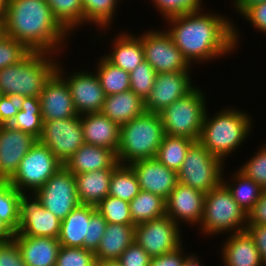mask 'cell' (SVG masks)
I'll return each instance as SVG.
<instances>
[{"label":"cell","mask_w":266,"mask_h":266,"mask_svg":"<svg viewBox=\"0 0 266 266\" xmlns=\"http://www.w3.org/2000/svg\"><path fill=\"white\" fill-rule=\"evenodd\" d=\"M204 9L164 19L166 30L189 63L202 64L236 51L240 41L238 26L226 16ZM226 17V18H225Z\"/></svg>","instance_id":"1"},{"label":"cell","mask_w":266,"mask_h":266,"mask_svg":"<svg viewBox=\"0 0 266 266\" xmlns=\"http://www.w3.org/2000/svg\"><path fill=\"white\" fill-rule=\"evenodd\" d=\"M0 30L29 51L50 52L56 56L64 51L61 49L66 47L68 40L65 39L71 37L53 16L46 0H6Z\"/></svg>","instance_id":"2"},{"label":"cell","mask_w":266,"mask_h":266,"mask_svg":"<svg viewBox=\"0 0 266 266\" xmlns=\"http://www.w3.org/2000/svg\"><path fill=\"white\" fill-rule=\"evenodd\" d=\"M249 114L244 110L225 107L210 116L207 109L198 141L225 163L231 153L243 146L253 130V120Z\"/></svg>","instance_id":"3"},{"label":"cell","mask_w":266,"mask_h":266,"mask_svg":"<svg viewBox=\"0 0 266 266\" xmlns=\"http://www.w3.org/2000/svg\"><path fill=\"white\" fill-rule=\"evenodd\" d=\"M54 55L50 52L30 51L18 63L0 69L2 95L39 97L45 82L56 71L58 61Z\"/></svg>","instance_id":"4"},{"label":"cell","mask_w":266,"mask_h":266,"mask_svg":"<svg viewBox=\"0 0 266 266\" xmlns=\"http://www.w3.org/2000/svg\"><path fill=\"white\" fill-rule=\"evenodd\" d=\"M160 114L144 112L120 126V143L117 151L119 164L155 158L164 138Z\"/></svg>","instance_id":"5"},{"label":"cell","mask_w":266,"mask_h":266,"mask_svg":"<svg viewBox=\"0 0 266 266\" xmlns=\"http://www.w3.org/2000/svg\"><path fill=\"white\" fill-rule=\"evenodd\" d=\"M203 235L237 233L247 227V213L232 198L227 187L221 182L205 194L203 215L199 223Z\"/></svg>","instance_id":"6"},{"label":"cell","mask_w":266,"mask_h":266,"mask_svg":"<svg viewBox=\"0 0 266 266\" xmlns=\"http://www.w3.org/2000/svg\"><path fill=\"white\" fill-rule=\"evenodd\" d=\"M206 93L196 86L186 96L179 98L161 111L164 133L198 141L207 111Z\"/></svg>","instance_id":"7"},{"label":"cell","mask_w":266,"mask_h":266,"mask_svg":"<svg viewBox=\"0 0 266 266\" xmlns=\"http://www.w3.org/2000/svg\"><path fill=\"white\" fill-rule=\"evenodd\" d=\"M224 168L225 163L194 141L177 172L178 182L206 194L222 182Z\"/></svg>","instance_id":"8"},{"label":"cell","mask_w":266,"mask_h":266,"mask_svg":"<svg viewBox=\"0 0 266 266\" xmlns=\"http://www.w3.org/2000/svg\"><path fill=\"white\" fill-rule=\"evenodd\" d=\"M63 166L46 145L37 141L21 160L10 181L23 195L32 196Z\"/></svg>","instance_id":"9"},{"label":"cell","mask_w":266,"mask_h":266,"mask_svg":"<svg viewBox=\"0 0 266 266\" xmlns=\"http://www.w3.org/2000/svg\"><path fill=\"white\" fill-rule=\"evenodd\" d=\"M32 197L62 221L79 205L75 176L63 166Z\"/></svg>","instance_id":"10"},{"label":"cell","mask_w":266,"mask_h":266,"mask_svg":"<svg viewBox=\"0 0 266 266\" xmlns=\"http://www.w3.org/2000/svg\"><path fill=\"white\" fill-rule=\"evenodd\" d=\"M145 60L156 73L192 71L191 64L176 47L166 29H150L142 34Z\"/></svg>","instance_id":"11"},{"label":"cell","mask_w":266,"mask_h":266,"mask_svg":"<svg viewBox=\"0 0 266 266\" xmlns=\"http://www.w3.org/2000/svg\"><path fill=\"white\" fill-rule=\"evenodd\" d=\"M181 226L164 215L135 225L134 241L151 257H157L176 250L183 243Z\"/></svg>","instance_id":"12"},{"label":"cell","mask_w":266,"mask_h":266,"mask_svg":"<svg viewBox=\"0 0 266 266\" xmlns=\"http://www.w3.org/2000/svg\"><path fill=\"white\" fill-rule=\"evenodd\" d=\"M38 141L63 163L85 143L80 115L70 119H55L43 122Z\"/></svg>","instance_id":"13"},{"label":"cell","mask_w":266,"mask_h":266,"mask_svg":"<svg viewBox=\"0 0 266 266\" xmlns=\"http://www.w3.org/2000/svg\"><path fill=\"white\" fill-rule=\"evenodd\" d=\"M62 66L58 61L56 71L66 80L78 115L101 112L106 95L95 71L77 70L66 75Z\"/></svg>","instance_id":"14"},{"label":"cell","mask_w":266,"mask_h":266,"mask_svg":"<svg viewBox=\"0 0 266 266\" xmlns=\"http://www.w3.org/2000/svg\"><path fill=\"white\" fill-rule=\"evenodd\" d=\"M190 72L156 73L153 88L144 101L145 112L159 114L171 103L190 93L195 88Z\"/></svg>","instance_id":"15"},{"label":"cell","mask_w":266,"mask_h":266,"mask_svg":"<svg viewBox=\"0 0 266 266\" xmlns=\"http://www.w3.org/2000/svg\"><path fill=\"white\" fill-rule=\"evenodd\" d=\"M38 139L10 125H0V179L10 180Z\"/></svg>","instance_id":"16"},{"label":"cell","mask_w":266,"mask_h":266,"mask_svg":"<svg viewBox=\"0 0 266 266\" xmlns=\"http://www.w3.org/2000/svg\"><path fill=\"white\" fill-rule=\"evenodd\" d=\"M165 203L166 215L178 226L180 223L197 226L203 215L205 193L178 182Z\"/></svg>","instance_id":"17"},{"label":"cell","mask_w":266,"mask_h":266,"mask_svg":"<svg viewBox=\"0 0 266 266\" xmlns=\"http://www.w3.org/2000/svg\"><path fill=\"white\" fill-rule=\"evenodd\" d=\"M61 220L45 209L32 196H24L21 202L20 224L15 234L29 237L58 238Z\"/></svg>","instance_id":"18"},{"label":"cell","mask_w":266,"mask_h":266,"mask_svg":"<svg viewBox=\"0 0 266 266\" xmlns=\"http://www.w3.org/2000/svg\"><path fill=\"white\" fill-rule=\"evenodd\" d=\"M42 121L78 116L66 80L55 71L39 95Z\"/></svg>","instance_id":"19"},{"label":"cell","mask_w":266,"mask_h":266,"mask_svg":"<svg viewBox=\"0 0 266 266\" xmlns=\"http://www.w3.org/2000/svg\"><path fill=\"white\" fill-rule=\"evenodd\" d=\"M137 175L140 190L151 192L167 199L178 183V174L161 164L156 157L130 164Z\"/></svg>","instance_id":"20"},{"label":"cell","mask_w":266,"mask_h":266,"mask_svg":"<svg viewBox=\"0 0 266 266\" xmlns=\"http://www.w3.org/2000/svg\"><path fill=\"white\" fill-rule=\"evenodd\" d=\"M84 142L113 150L116 154L120 143V126L102 112L80 115Z\"/></svg>","instance_id":"21"},{"label":"cell","mask_w":266,"mask_h":266,"mask_svg":"<svg viewBox=\"0 0 266 266\" xmlns=\"http://www.w3.org/2000/svg\"><path fill=\"white\" fill-rule=\"evenodd\" d=\"M118 164L117 155L113 150L84 143L64 166L76 175L101 169H114Z\"/></svg>","instance_id":"22"},{"label":"cell","mask_w":266,"mask_h":266,"mask_svg":"<svg viewBox=\"0 0 266 266\" xmlns=\"http://www.w3.org/2000/svg\"><path fill=\"white\" fill-rule=\"evenodd\" d=\"M222 243L221 258L224 266H265L249 233H231Z\"/></svg>","instance_id":"23"},{"label":"cell","mask_w":266,"mask_h":266,"mask_svg":"<svg viewBox=\"0 0 266 266\" xmlns=\"http://www.w3.org/2000/svg\"><path fill=\"white\" fill-rule=\"evenodd\" d=\"M14 239L26 266H56L61 247L58 238L14 234Z\"/></svg>","instance_id":"24"},{"label":"cell","mask_w":266,"mask_h":266,"mask_svg":"<svg viewBox=\"0 0 266 266\" xmlns=\"http://www.w3.org/2000/svg\"><path fill=\"white\" fill-rule=\"evenodd\" d=\"M24 196L10 180L0 179V242L14 238L20 224Z\"/></svg>","instance_id":"25"},{"label":"cell","mask_w":266,"mask_h":266,"mask_svg":"<svg viewBox=\"0 0 266 266\" xmlns=\"http://www.w3.org/2000/svg\"><path fill=\"white\" fill-rule=\"evenodd\" d=\"M111 52L103 55L109 62L131 73L145 60L142 35L122 32L114 36Z\"/></svg>","instance_id":"26"},{"label":"cell","mask_w":266,"mask_h":266,"mask_svg":"<svg viewBox=\"0 0 266 266\" xmlns=\"http://www.w3.org/2000/svg\"><path fill=\"white\" fill-rule=\"evenodd\" d=\"M135 224H112L107 222L101 242L94 252L97 262L118 260L134 242Z\"/></svg>","instance_id":"27"},{"label":"cell","mask_w":266,"mask_h":266,"mask_svg":"<svg viewBox=\"0 0 266 266\" xmlns=\"http://www.w3.org/2000/svg\"><path fill=\"white\" fill-rule=\"evenodd\" d=\"M96 206L79 204L61 221L58 240L61 246L83 248L88 240L89 221Z\"/></svg>","instance_id":"28"},{"label":"cell","mask_w":266,"mask_h":266,"mask_svg":"<svg viewBox=\"0 0 266 266\" xmlns=\"http://www.w3.org/2000/svg\"><path fill=\"white\" fill-rule=\"evenodd\" d=\"M101 112L121 126L145 112L144 100L132 90L107 95Z\"/></svg>","instance_id":"29"},{"label":"cell","mask_w":266,"mask_h":266,"mask_svg":"<svg viewBox=\"0 0 266 266\" xmlns=\"http://www.w3.org/2000/svg\"><path fill=\"white\" fill-rule=\"evenodd\" d=\"M112 172L113 169H101L74 175L79 204L97 206L107 197Z\"/></svg>","instance_id":"30"},{"label":"cell","mask_w":266,"mask_h":266,"mask_svg":"<svg viewBox=\"0 0 266 266\" xmlns=\"http://www.w3.org/2000/svg\"><path fill=\"white\" fill-rule=\"evenodd\" d=\"M224 177L225 176L222 175V183L227 187L237 204L248 214L258 201L264 189L241 173L238 168L237 171L233 173L230 180H226Z\"/></svg>","instance_id":"31"},{"label":"cell","mask_w":266,"mask_h":266,"mask_svg":"<svg viewBox=\"0 0 266 266\" xmlns=\"http://www.w3.org/2000/svg\"><path fill=\"white\" fill-rule=\"evenodd\" d=\"M129 208L135 225L166 215L165 199L143 190L129 202Z\"/></svg>","instance_id":"32"},{"label":"cell","mask_w":266,"mask_h":266,"mask_svg":"<svg viewBox=\"0 0 266 266\" xmlns=\"http://www.w3.org/2000/svg\"><path fill=\"white\" fill-rule=\"evenodd\" d=\"M96 62L97 74L105 95L118 94L130 90V73L115 66L101 56ZM98 63V64H97Z\"/></svg>","instance_id":"33"},{"label":"cell","mask_w":266,"mask_h":266,"mask_svg":"<svg viewBox=\"0 0 266 266\" xmlns=\"http://www.w3.org/2000/svg\"><path fill=\"white\" fill-rule=\"evenodd\" d=\"M9 125L14 129L29 133L39 139L43 128L39 97H25L21 110Z\"/></svg>","instance_id":"34"},{"label":"cell","mask_w":266,"mask_h":266,"mask_svg":"<svg viewBox=\"0 0 266 266\" xmlns=\"http://www.w3.org/2000/svg\"><path fill=\"white\" fill-rule=\"evenodd\" d=\"M194 140L166 135L159 146L156 159L167 168L178 172Z\"/></svg>","instance_id":"35"},{"label":"cell","mask_w":266,"mask_h":266,"mask_svg":"<svg viewBox=\"0 0 266 266\" xmlns=\"http://www.w3.org/2000/svg\"><path fill=\"white\" fill-rule=\"evenodd\" d=\"M120 0H81L84 10V25L95 24L100 31H105L114 21ZM123 1V0H122Z\"/></svg>","instance_id":"36"},{"label":"cell","mask_w":266,"mask_h":266,"mask_svg":"<svg viewBox=\"0 0 266 266\" xmlns=\"http://www.w3.org/2000/svg\"><path fill=\"white\" fill-rule=\"evenodd\" d=\"M139 192L138 178L132 167L118 164L111 175L109 195L130 202Z\"/></svg>","instance_id":"37"},{"label":"cell","mask_w":266,"mask_h":266,"mask_svg":"<svg viewBox=\"0 0 266 266\" xmlns=\"http://www.w3.org/2000/svg\"><path fill=\"white\" fill-rule=\"evenodd\" d=\"M51 12L61 26L71 35L84 26V10L81 0H46Z\"/></svg>","instance_id":"38"},{"label":"cell","mask_w":266,"mask_h":266,"mask_svg":"<svg viewBox=\"0 0 266 266\" xmlns=\"http://www.w3.org/2000/svg\"><path fill=\"white\" fill-rule=\"evenodd\" d=\"M97 211L112 224H134L130 215L129 202L108 195L97 206Z\"/></svg>","instance_id":"39"},{"label":"cell","mask_w":266,"mask_h":266,"mask_svg":"<svg viewBox=\"0 0 266 266\" xmlns=\"http://www.w3.org/2000/svg\"><path fill=\"white\" fill-rule=\"evenodd\" d=\"M155 77V69L146 60H143L130 73V90L145 101L153 88Z\"/></svg>","instance_id":"40"},{"label":"cell","mask_w":266,"mask_h":266,"mask_svg":"<svg viewBox=\"0 0 266 266\" xmlns=\"http://www.w3.org/2000/svg\"><path fill=\"white\" fill-rule=\"evenodd\" d=\"M97 260L91 250L61 246L56 266H96Z\"/></svg>","instance_id":"41"},{"label":"cell","mask_w":266,"mask_h":266,"mask_svg":"<svg viewBox=\"0 0 266 266\" xmlns=\"http://www.w3.org/2000/svg\"><path fill=\"white\" fill-rule=\"evenodd\" d=\"M29 52L22 43L0 30V69L18 63Z\"/></svg>","instance_id":"42"},{"label":"cell","mask_w":266,"mask_h":266,"mask_svg":"<svg viewBox=\"0 0 266 266\" xmlns=\"http://www.w3.org/2000/svg\"><path fill=\"white\" fill-rule=\"evenodd\" d=\"M238 170L266 190V144H262Z\"/></svg>","instance_id":"43"},{"label":"cell","mask_w":266,"mask_h":266,"mask_svg":"<svg viewBox=\"0 0 266 266\" xmlns=\"http://www.w3.org/2000/svg\"><path fill=\"white\" fill-rule=\"evenodd\" d=\"M149 1V0H148ZM163 19L201 10L203 0H151ZM203 6V7H202Z\"/></svg>","instance_id":"44"},{"label":"cell","mask_w":266,"mask_h":266,"mask_svg":"<svg viewBox=\"0 0 266 266\" xmlns=\"http://www.w3.org/2000/svg\"><path fill=\"white\" fill-rule=\"evenodd\" d=\"M107 227V221L97 211L91 214L89 221L88 240L83 241V248L96 251Z\"/></svg>","instance_id":"45"},{"label":"cell","mask_w":266,"mask_h":266,"mask_svg":"<svg viewBox=\"0 0 266 266\" xmlns=\"http://www.w3.org/2000/svg\"><path fill=\"white\" fill-rule=\"evenodd\" d=\"M25 96L19 94L2 95L0 98V125H9L21 110Z\"/></svg>","instance_id":"46"},{"label":"cell","mask_w":266,"mask_h":266,"mask_svg":"<svg viewBox=\"0 0 266 266\" xmlns=\"http://www.w3.org/2000/svg\"><path fill=\"white\" fill-rule=\"evenodd\" d=\"M151 256L135 241L122 253L119 262L123 266H149Z\"/></svg>","instance_id":"47"},{"label":"cell","mask_w":266,"mask_h":266,"mask_svg":"<svg viewBox=\"0 0 266 266\" xmlns=\"http://www.w3.org/2000/svg\"><path fill=\"white\" fill-rule=\"evenodd\" d=\"M0 266H26L14 238L0 242Z\"/></svg>","instance_id":"48"},{"label":"cell","mask_w":266,"mask_h":266,"mask_svg":"<svg viewBox=\"0 0 266 266\" xmlns=\"http://www.w3.org/2000/svg\"><path fill=\"white\" fill-rule=\"evenodd\" d=\"M242 17L260 33L266 35V1L251 6Z\"/></svg>","instance_id":"49"},{"label":"cell","mask_w":266,"mask_h":266,"mask_svg":"<svg viewBox=\"0 0 266 266\" xmlns=\"http://www.w3.org/2000/svg\"><path fill=\"white\" fill-rule=\"evenodd\" d=\"M190 254L186 255L183 244L176 250L157 256L152 257L149 266H184L186 258Z\"/></svg>","instance_id":"50"},{"label":"cell","mask_w":266,"mask_h":266,"mask_svg":"<svg viewBox=\"0 0 266 266\" xmlns=\"http://www.w3.org/2000/svg\"><path fill=\"white\" fill-rule=\"evenodd\" d=\"M247 225H266V190L247 214Z\"/></svg>","instance_id":"51"},{"label":"cell","mask_w":266,"mask_h":266,"mask_svg":"<svg viewBox=\"0 0 266 266\" xmlns=\"http://www.w3.org/2000/svg\"><path fill=\"white\" fill-rule=\"evenodd\" d=\"M246 231L252 237L262 262L266 266V225H247Z\"/></svg>","instance_id":"52"},{"label":"cell","mask_w":266,"mask_h":266,"mask_svg":"<svg viewBox=\"0 0 266 266\" xmlns=\"http://www.w3.org/2000/svg\"><path fill=\"white\" fill-rule=\"evenodd\" d=\"M266 0H233L232 8L241 16L251 7Z\"/></svg>","instance_id":"53"},{"label":"cell","mask_w":266,"mask_h":266,"mask_svg":"<svg viewBox=\"0 0 266 266\" xmlns=\"http://www.w3.org/2000/svg\"><path fill=\"white\" fill-rule=\"evenodd\" d=\"M200 259L198 258V255L191 254L186 258V261L184 263V266H204L203 263H201Z\"/></svg>","instance_id":"54"},{"label":"cell","mask_w":266,"mask_h":266,"mask_svg":"<svg viewBox=\"0 0 266 266\" xmlns=\"http://www.w3.org/2000/svg\"><path fill=\"white\" fill-rule=\"evenodd\" d=\"M96 266H123L119 260L97 262Z\"/></svg>","instance_id":"55"},{"label":"cell","mask_w":266,"mask_h":266,"mask_svg":"<svg viewBox=\"0 0 266 266\" xmlns=\"http://www.w3.org/2000/svg\"><path fill=\"white\" fill-rule=\"evenodd\" d=\"M5 1L6 0H0V28H1L3 20H4Z\"/></svg>","instance_id":"56"}]
</instances>
